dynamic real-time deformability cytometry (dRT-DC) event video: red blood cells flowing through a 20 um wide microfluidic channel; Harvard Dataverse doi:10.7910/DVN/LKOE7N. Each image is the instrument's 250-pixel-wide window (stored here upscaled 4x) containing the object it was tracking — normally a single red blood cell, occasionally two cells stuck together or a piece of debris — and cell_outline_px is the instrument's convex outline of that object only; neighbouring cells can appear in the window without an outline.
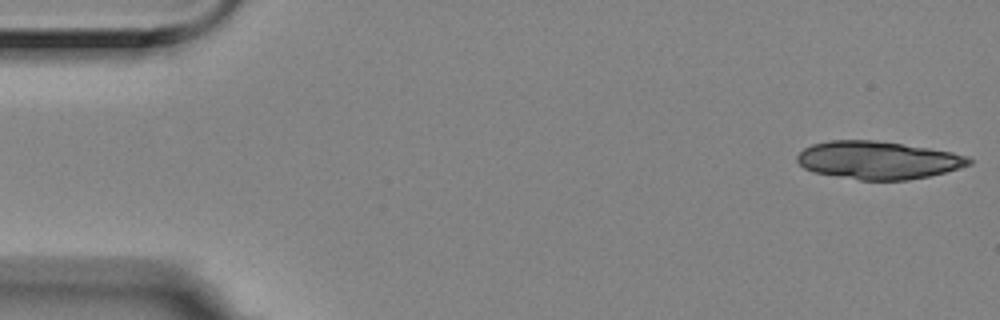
{"species": "Egyptian fruit bat (a non-hibernating species)", "species_latin": "Rousettus aegyptiacus", "temperature_condition": "room temperature", "stored_images_in_passage": 6, "camera_frame_rate_fps": 3000, "um_per_image_px": 0.085, "animal": {"sex": "female"}, "frame": {"image": 1, "passage_image": 1, "time_ms": 0.0, "image_size_px": [1000, 320], "cell_outline_px": [[972, 164], [960, 168], [928, 176], [908, 180], [860, 180], [816, 172], [804, 168], [796, 160], [796, 156], [804, 148], [812, 144], [828, 140], [876, 140], [928, 148], [952, 152], [968, 156], [972, 160]], "centroid_in_image_um": [74.64, 13.61], "position_along_channel_um": 10.4, "area_um2": 37.8}}
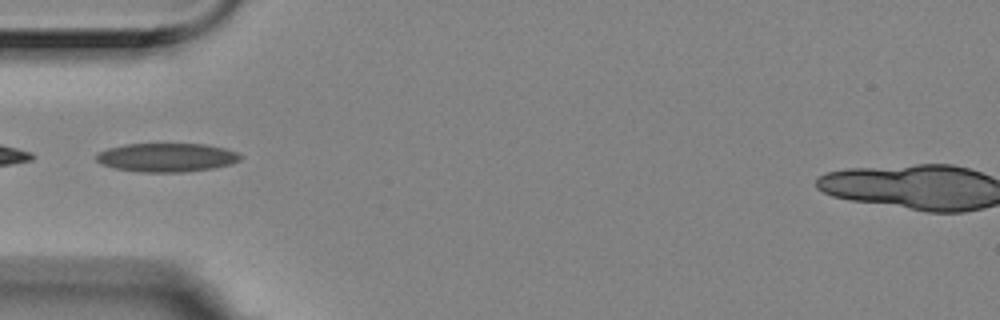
{"frame": {"image": 2, "passage_image": 5, "time_ms": 1.333, "image_size_px": [1000, 320], "cell_outline_px": [[244, 156], [240, 160], [232, 164], [212, 168], [184, 172], [144, 172], [116, 168], [100, 164], [96, 160], [96, 152], [108, 148], [124, 144], [204, 144], [224, 148], [236, 152]], "centroid_in_image_um": [14.16, 13.38], "position_along_channel_um": 70.8, "area_um2": 24.16}}